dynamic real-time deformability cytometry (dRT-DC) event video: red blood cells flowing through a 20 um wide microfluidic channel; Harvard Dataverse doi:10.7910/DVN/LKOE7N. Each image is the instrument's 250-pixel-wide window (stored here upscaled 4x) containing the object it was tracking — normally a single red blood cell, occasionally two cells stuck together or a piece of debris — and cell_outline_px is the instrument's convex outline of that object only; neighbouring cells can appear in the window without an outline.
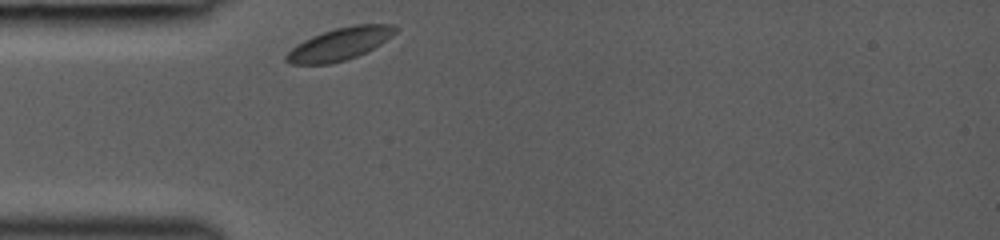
{"species": "common noctule bat (a hibernating species)", "species_latin": "Nyctalus noctula", "temperature_condition": "room temperature", "stored_images_in_passage": 6, "camera_frame_rate_fps": 3000, "um_per_image_px": 0.085, "animal": {"sex": "female", "body_mass_g": 19.0, "forearm_length_mm": 53.3}, "frame": {"image": 1, "passage_image": 1, "time_ms": 0.0, "image_size_px": [1000, 240], "cell_outline_px": [[396, 32], [392, 36], [380, 44], [356, 56], [332, 64], [288, 64], [284, 60], [284, 56], [292, 48], [304, 40], [312, 36], [336, 28], [356, 24], [392, 24], [396, 28]], "centroid_in_image_um": [28.85, 3.74], "position_along_channel_um": 56.2, "area_um2": 20.35}}
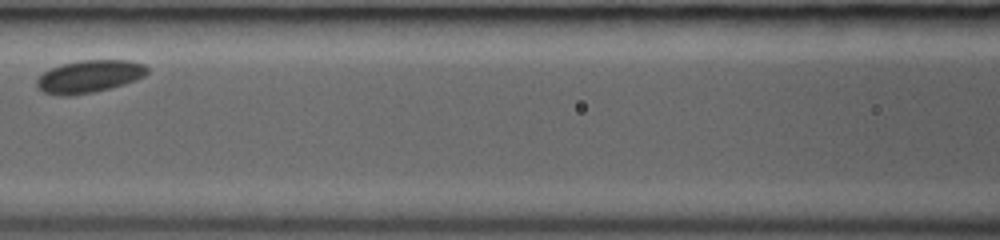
{"frame": {"image": 2, "passage_image": 4, "time_ms": 2.667, "image_size_px": [1000, 240], "cell_outline_px": [[148, 72], [144, 76], [124, 84], [92, 92], [68, 96], [56, 96], [44, 92], [36, 88], [36, 80], [44, 72], [52, 68], [64, 64], [80, 60], [132, 60], [144, 64], [148, 68]], "centroid_in_image_um": [7.58, 6.5], "position_along_channel_um": 159.0, "area_um2": 20.87}}
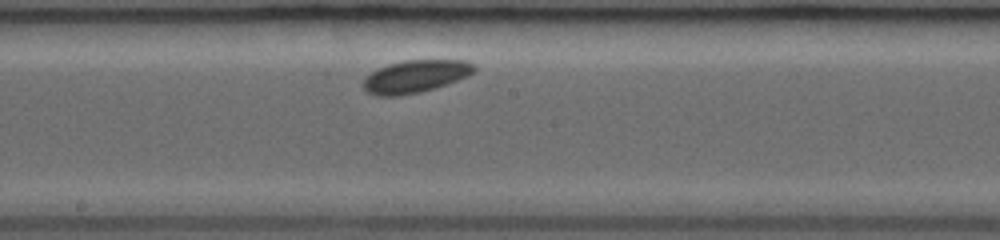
{"frame": {"image": 3, "passage_image": 6, "time_ms": 4.0, "image_size_px": [1000, 240], "cell_outline_px": [[476, 72], [468, 76], [436, 88], [420, 92], [396, 96], [376, 96], [368, 92], [364, 88], [364, 80], [372, 72], [380, 68], [392, 64], [408, 60], [464, 60], [472, 64], [476, 68]], "centroid_in_image_um": [35.36, 6.5], "position_along_channel_um": 212.8, "area_um2": 20.75}}